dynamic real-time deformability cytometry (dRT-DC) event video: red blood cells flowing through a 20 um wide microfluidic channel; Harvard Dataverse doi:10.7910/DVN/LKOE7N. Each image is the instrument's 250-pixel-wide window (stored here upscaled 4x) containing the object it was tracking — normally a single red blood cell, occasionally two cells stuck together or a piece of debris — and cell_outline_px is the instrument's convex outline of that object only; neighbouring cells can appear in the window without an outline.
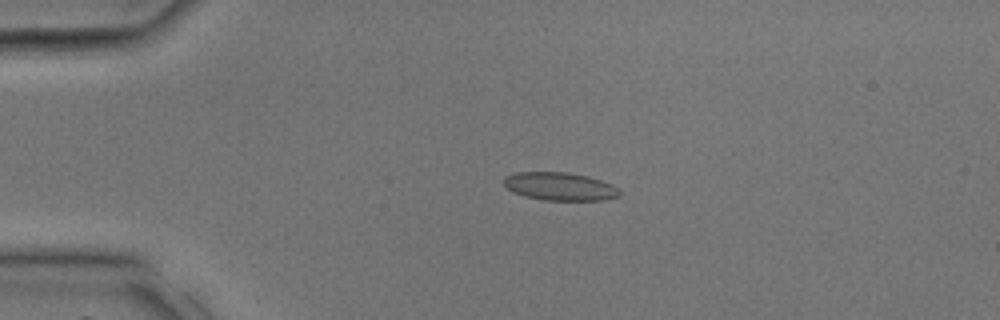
{"species": "common noctule bat (a hibernating species)", "species_latin": "Nyctalus noctula", "temperature_condition": "room temperature", "stored_images_in_passage": 31, "camera_frame_rate_fps": 3000, "um_per_image_px": 0.085, "animal": {"sex": "male", "body_mass_g": 17.9, "forearm_length_mm": 54.2}, "frame": {"image": 1, "passage_image": 4, "time_ms": 1.0, "image_size_px": [1000, 320], "cell_outline_px": [[620, 196], [604, 200], [544, 200], [524, 196], [512, 192], [504, 184], [504, 176], [516, 172], [568, 172], [588, 176], [612, 184], [620, 188]], "centroid_in_image_um": [47.6, 15.84], "position_along_channel_um": 37.4, "area_um2": 19.07}}
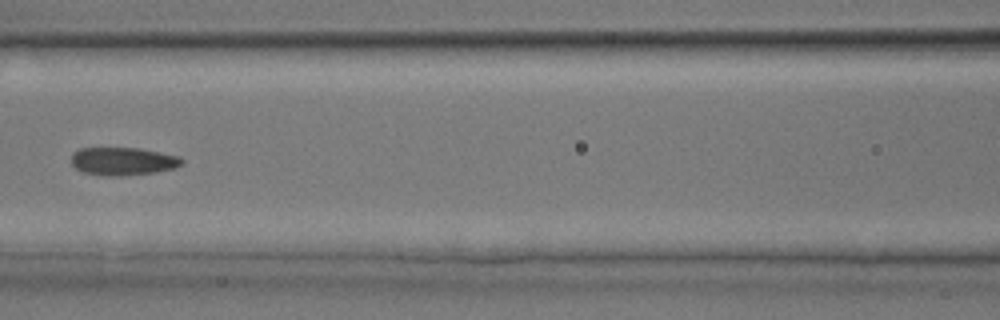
{"frame": {"image": 2, "passage_image": 12, "time_ms": 3.667, "image_size_px": [1000, 320], "cell_outline_px": [[184, 164], [172, 168], [156, 172], [120, 176], [104, 176], [84, 172], [76, 168], [72, 164], [72, 152], [80, 148], [140, 148], [180, 156], [184, 160]], "centroid_in_image_um": [10.46, 13.7], "position_along_channel_um": 156.1, "area_um2": 18.09}}
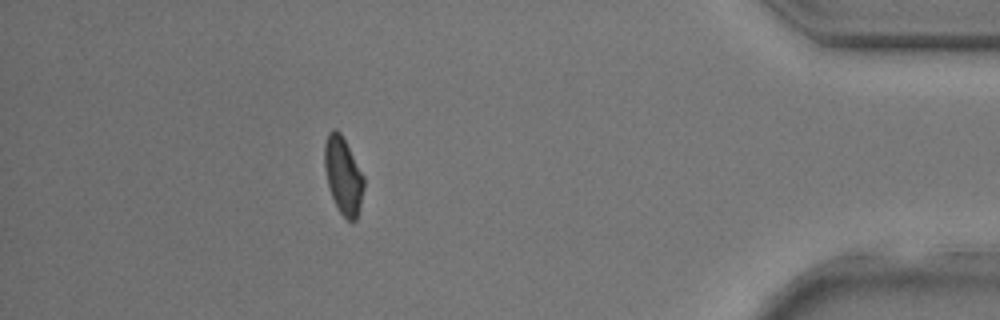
{"frame": {"image": 3, "passage_image": 27, "time_ms": 8.667, "image_size_px": [1000, 320], "cell_outline_px": [[364, 188], [360, 208], [356, 220], [352, 224], [340, 212], [332, 196], [328, 184], [324, 168], [324, 144], [328, 132], [332, 128], [336, 128], [340, 132], [364, 176]], "centroid_in_image_um": [29.17, 14.92], "position_along_channel_um": 406.0, "area_um2": 17.69}}